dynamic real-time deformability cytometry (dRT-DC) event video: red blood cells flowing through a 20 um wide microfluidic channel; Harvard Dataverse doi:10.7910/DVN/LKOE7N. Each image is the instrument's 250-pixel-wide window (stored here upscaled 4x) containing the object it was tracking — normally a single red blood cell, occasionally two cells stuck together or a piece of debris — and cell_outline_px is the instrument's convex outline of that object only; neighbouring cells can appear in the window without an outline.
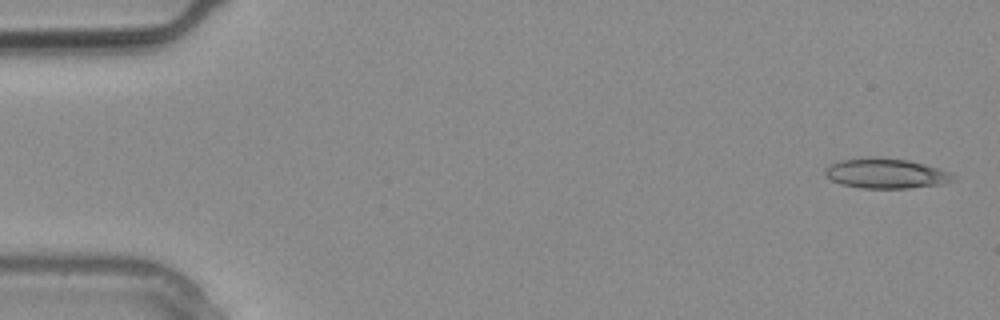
{"species": "common noctule bat (a hibernating species)", "species_latin": "Nyctalus noctula", "temperature_condition": "warm", "stored_images_in_passage": 4, "camera_frame_rate_fps": 3000, "um_per_image_px": 0.085, "animal": {"sex": "male", "body_mass_g": 20.4}, "frame": {"image": 1, "passage_image": 1, "time_ms": 0.0, "image_size_px": [1000, 320], "cell_outline_px": [[956, 180], [940, 184], [908, 188], [860, 188], [840, 184], [832, 180], [824, 172], [824, 168], [828, 164], [840, 160], [864, 156], [876, 156], [908, 160], [924, 164], [948, 172], [956, 176]], "centroid_in_image_um": [75.25, 14.72], "position_along_channel_um": 9.8, "area_um2": 22.6}}
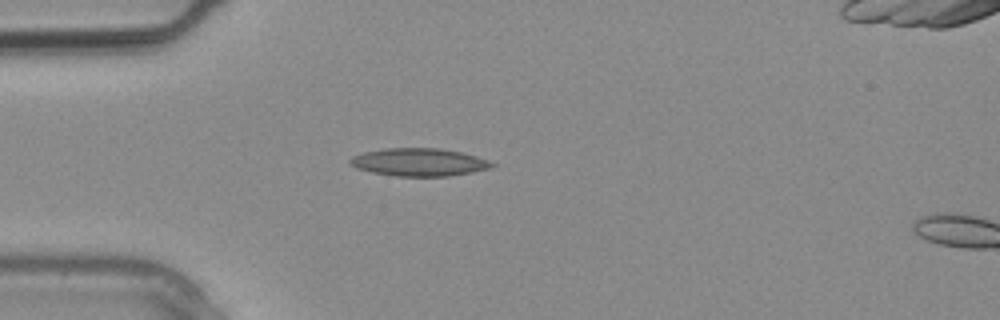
{"frame": {"image": 2, "passage_image": 3, "time_ms": 0.667, "image_size_px": [1000, 320], "cell_outline_px": [[496, 164], [492, 168], [472, 172], [448, 176], [396, 176], [372, 172], [356, 168], [348, 164], [348, 160], [352, 156], [364, 152], [384, 148], [440, 148], [460, 152], [476, 156], [488, 160]], "centroid_in_image_um": [35.6, 13.78], "position_along_channel_um": 49.4, "area_um2": 23.06}}